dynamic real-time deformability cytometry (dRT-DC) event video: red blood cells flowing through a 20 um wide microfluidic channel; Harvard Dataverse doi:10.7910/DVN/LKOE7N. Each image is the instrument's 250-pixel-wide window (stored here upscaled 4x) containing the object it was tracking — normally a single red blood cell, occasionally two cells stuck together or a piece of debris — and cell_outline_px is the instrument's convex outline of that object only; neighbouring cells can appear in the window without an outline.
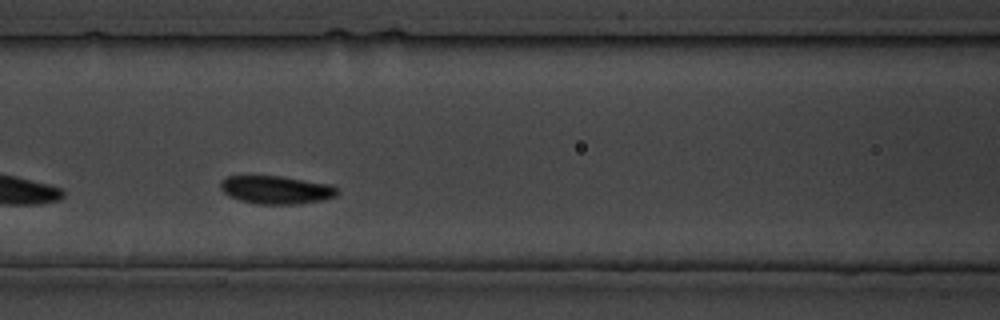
{"species": "common noctule bat (a hibernating species)", "species_latin": "Nyctalus noctula", "temperature_condition": "cold", "stored_images_in_passage": 14, "camera_frame_rate_fps": 3000, "um_per_image_px": 0.085, "animal": {"sex": "male", "body_mass_g": 19.5, "forearm_length_mm": 54.6}, "frame": {"image": 1, "passage_image": 7, "time_ms": 7.667, "image_size_px": [1000, 320], "cell_outline_px": [[336, 196], [320, 200], [296, 204], [260, 204], [240, 200], [228, 196], [220, 188], [220, 180], [228, 176], [284, 176], [332, 184], [336, 188]], "centroid_in_image_um": [23.45, 16.12], "position_along_channel_um": 143.1, "area_um2": 19.13}}
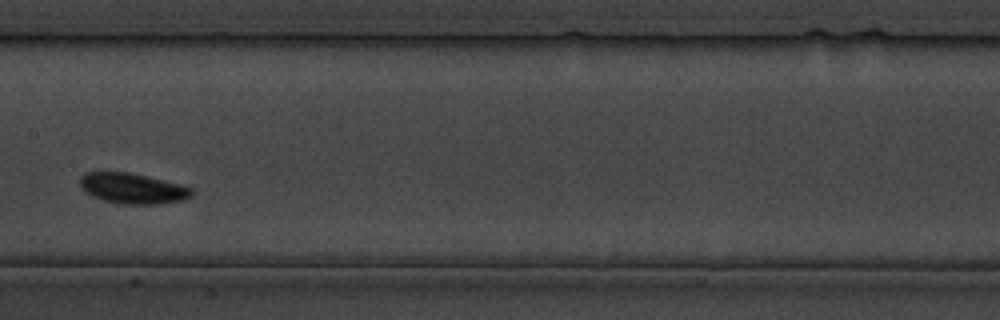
{"frame": {"image": 2, "passage_image": 10, "time_ms": 11.333, "image_size_px": [1000, 320], "cell_outline_px": [[192, 196], [180, 200], [160, 204], [124, 204], [104, 200], [92, 196], [84, 192], [80, 184], [80, 176], [84, 172], [128, 172], [180, 184], [192, 188]], "centroid_in_image_um": [11.24, 16.01], "position_along_channel_um": 196.2, "area_um2": 19.71}}